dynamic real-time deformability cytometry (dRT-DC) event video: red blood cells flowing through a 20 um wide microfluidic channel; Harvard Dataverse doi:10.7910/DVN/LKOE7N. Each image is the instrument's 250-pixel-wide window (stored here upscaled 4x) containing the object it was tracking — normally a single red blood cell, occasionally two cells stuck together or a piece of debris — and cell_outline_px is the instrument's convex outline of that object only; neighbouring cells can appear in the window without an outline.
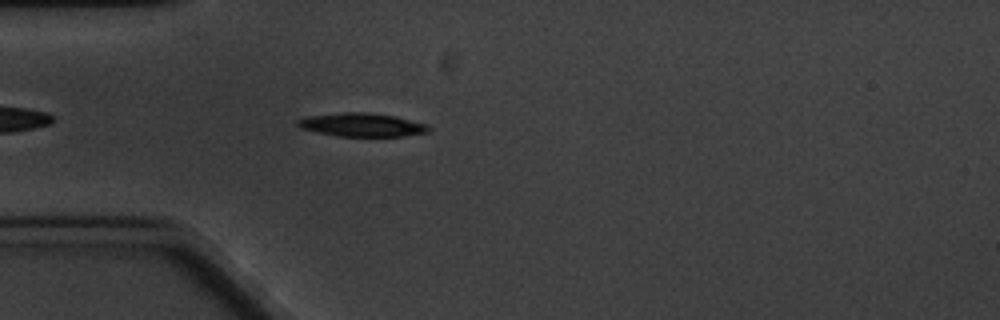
{"species": "common noctule bat (a hibernating species)", "species_latin": "Nyctalus noctula", "temperature_condition": "cold", "stored_images_in_passage": 1, "camera_frame_rate_fps": 3000, "um_per_image_px": 0.085, "animal": {"sex": "male", "body_mass_g": 20.1, "forearm_length_mm": 53.5}, "frame": {"image": 1, "passage_image": 1, "time_ms": 0.0, "image_size_px": [1000, 320], "cell_outline_px": [[432, 128], [428, 132], [404, 136], [336, 136], [300, 128], [296, 124], [296, 120], [308, 116], [344, 112], [368, 112], [396, 116], [428, 124]], "centroid_in_image_um": [30.79, 10.6], "position_along_channel_um": 54.2, "area_um2": 18.03}}